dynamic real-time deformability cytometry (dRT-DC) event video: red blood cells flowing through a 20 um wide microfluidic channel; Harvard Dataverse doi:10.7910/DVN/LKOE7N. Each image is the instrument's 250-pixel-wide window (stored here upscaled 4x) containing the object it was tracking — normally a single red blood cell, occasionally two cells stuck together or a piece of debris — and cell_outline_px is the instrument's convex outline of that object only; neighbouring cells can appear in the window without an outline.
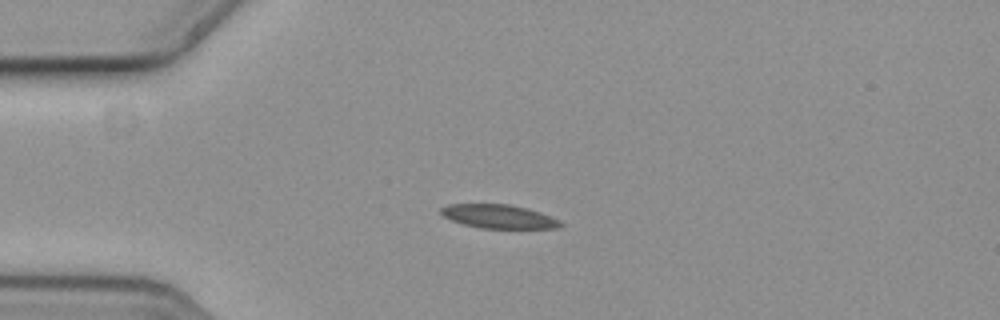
{"species": "common noctule bat (a hibernating species)", "species_latin": "Nyctalus noctula", "temperature_condition": "cold", "stored_images_in_passage": 4, "camera_frame_rate_fps": 3000, "um_per_image_px": 0.085, "animal": {"sex": "female", "body_mass_g": 19.3, "forearm_length_mm": 54.1}, "frame": {"image": 1, "passage_image": 3, "time_ms": 0.667, "image_size_px": [1000, 320], "cell_outline_px": [[564, 224], [556, 228], [480, 228], [464, 224], [452, 220], [444, 216], [440, 212], [440, 208], [448, 204], [512, 204], [528, 208], [552, 216], [560, 220]], "centroid_in_image_um": [42.42, 18.39], "position_along_channel_um": 42.6, "area_um2": 16.59}}